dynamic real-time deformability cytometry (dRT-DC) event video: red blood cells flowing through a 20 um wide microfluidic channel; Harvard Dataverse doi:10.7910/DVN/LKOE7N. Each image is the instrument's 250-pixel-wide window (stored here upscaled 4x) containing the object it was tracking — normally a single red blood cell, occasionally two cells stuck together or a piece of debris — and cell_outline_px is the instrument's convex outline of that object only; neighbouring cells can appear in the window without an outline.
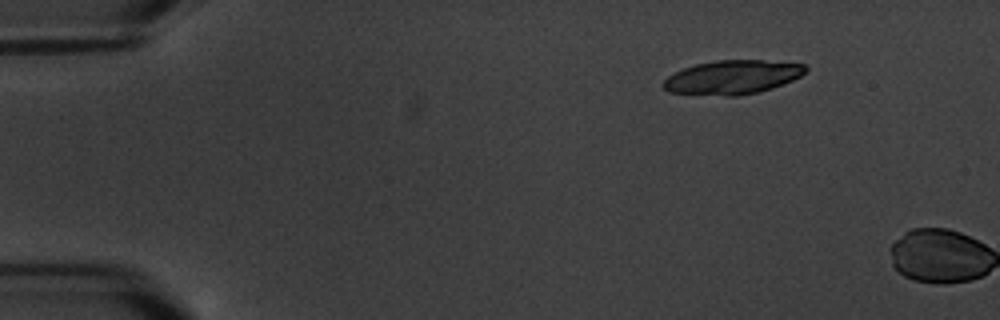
{"species": "common noctule bat (a hibernating species)", "species_latin": "Nyctalus noctula", "temperature_condition": "warm", "stored_images_in_passage": 3, "camera_frame_rate_fps": 3000, "um_per_image_px": 0.085, "animal": {"sex": "male", "body_mass_g": 20.1, "forearm_length_mm": 53.5}, "frame": {"image": 1, "passage_image": 2, "time_ms": 1.333, "image_size_px": [1000, 320], "cell_outline_px": [[808, 68], [800, 76], [792, 80], [772, 88], [756, 92], [736, 96], [724, 96], [668, 92], [660, 84], [668, 76], [684, 68], [696, 64], [716, 60], [764, 60], [808, 64]], "centroid_in_image_um": [62.25, 6.56], "position_along_channel_um": 22.7, "area_um2": 28.09}}